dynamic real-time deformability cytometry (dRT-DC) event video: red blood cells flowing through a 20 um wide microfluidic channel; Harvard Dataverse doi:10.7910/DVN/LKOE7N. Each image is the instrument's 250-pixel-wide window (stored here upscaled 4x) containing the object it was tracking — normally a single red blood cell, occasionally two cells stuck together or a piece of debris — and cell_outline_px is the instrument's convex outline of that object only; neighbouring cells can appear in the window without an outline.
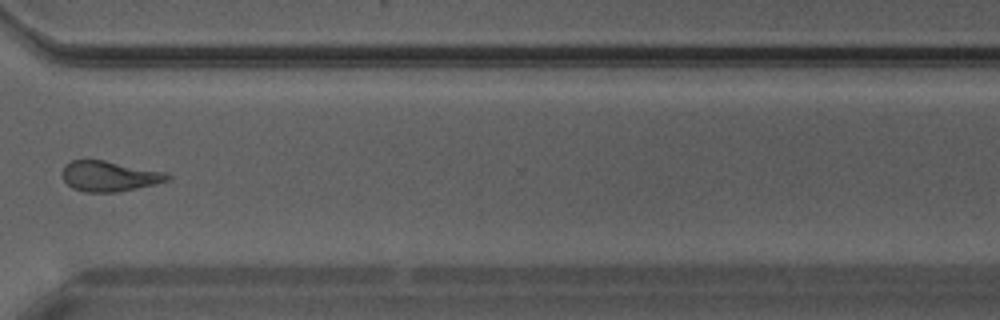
{"species": "Egyptian fruit bat (a non-hibernating species)", "species_latin": "Rousettus aegyptiacus", "temperature_condition": "warm", "stored_images_in_passage": 33, "camera_frame_rate_fps": 3000, "um_per_image_px": 0.085, "animal": {"sex": "male"}, "frame": {"image": 1, "passage_image": 24, "time_ms": 7.667, "image_size_px": [1000, 320], "cell_outline_px": [[172, 176], [168, 180], [136, 188], [116, 192], [84, 192], [72, 188], [64, 180], [60, 172], [64, 164], [72, 160], [104, 160], [168, 172]], "centroid_in_image_um": [9.26, 14.96], "position_along_channel_um": 361.3, "area_um2": 18.73}}